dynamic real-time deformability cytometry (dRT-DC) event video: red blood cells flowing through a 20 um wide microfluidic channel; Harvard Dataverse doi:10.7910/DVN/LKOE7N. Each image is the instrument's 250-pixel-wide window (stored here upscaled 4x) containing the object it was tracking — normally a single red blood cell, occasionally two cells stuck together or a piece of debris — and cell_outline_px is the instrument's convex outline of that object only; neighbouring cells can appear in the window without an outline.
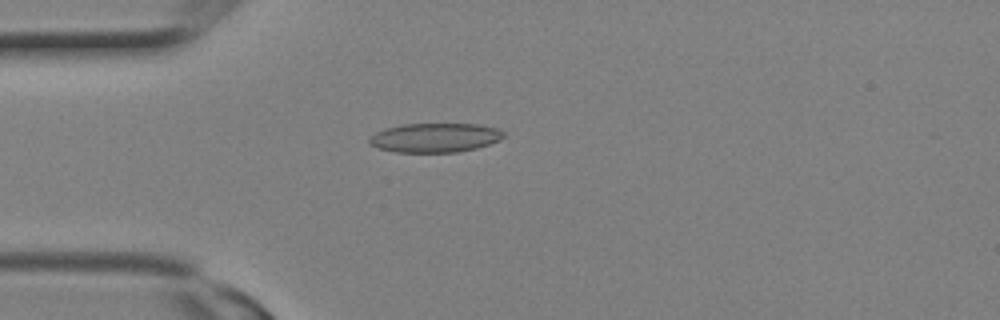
{"species": "Egyptian fruit bat (a non-hibernating species)", "species_latin": "Rousettus aegyptiacus", "temperature_condition": "room temperature", "stored_images_in_passage": 11, "camera_frame_rate_fps": 3000, "um_per_image_px": 0.085, "animal": {"sex": "female"}, "frame": {"image": 1, "passage_image": 7, "time_ms": 2.0, "image_size_px": [1000, 320], "cell_outline_px": [[504, 136], [500, 140], [476, 148], [456, 152], [396, 152], [376, 148], [368, 144], [368, 140], [376, 132], [384, 128], [404, 124], [480, 124], [496, 128], [504, 132]], "centroid_in_image_um": [36.94, 11.7], "position_along_channel_um": 48.1, "area_um2": 22.89}}
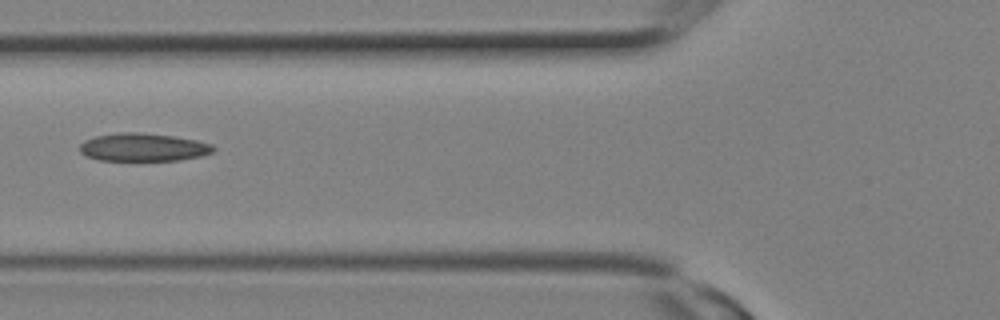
{"frame": {"image": 2, "passage_image": 10, "time_ms": 3.0, "image_size_px": [1000, 320], "cell_outline_px": [[216, 148], [212, 152], [200, 156], [180, 160], [100, 160], [88, 156], [80, 152], [80, 144], [84, 140], [96, 136], [120, 132], [136, 132], [172, 136], [196, 140], [212, 144]], "centroid_in_image_um": [12.18, 12.51], "position_along_channel_um": 113.6, "area_um2": 21.62}}